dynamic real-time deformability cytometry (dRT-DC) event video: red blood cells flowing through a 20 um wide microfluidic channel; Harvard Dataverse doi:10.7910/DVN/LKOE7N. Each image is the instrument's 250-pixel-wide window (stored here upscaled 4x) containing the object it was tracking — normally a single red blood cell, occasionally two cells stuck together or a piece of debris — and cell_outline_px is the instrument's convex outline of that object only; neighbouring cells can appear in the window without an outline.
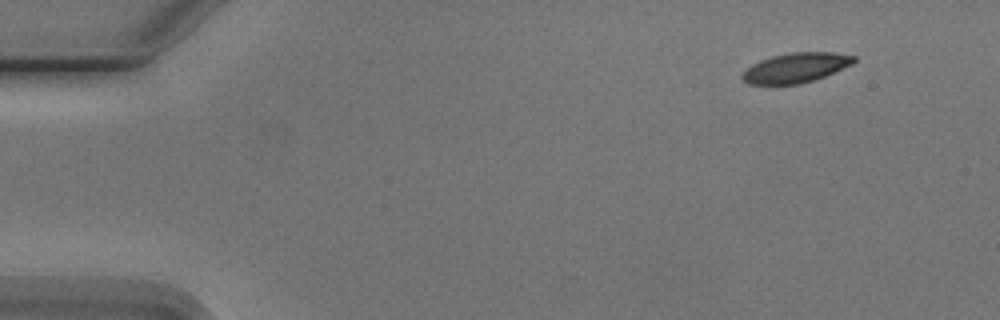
{"species": "Egyptian fruit bat (a non-hibernating species)", "species_latin": "Rousettus aegyptiacus", "temperature_condition": "cold", "stored_images_in_passage": 6, "camera_frame_rate_fps": 3000, "um_per_image_px": 0.085, "animal": {"sex": "male"}, "frame": {"image": 1, "passage_image": 6, "time_ms": 6.0, "image_size_px": [1000, 320], "cell_outline_px": [[856, 60], [852, 64], [824, 76], [800, 84], [748, 84], [740, 76], [752, 64], [760, 60], [772, 56], [792, 52], [832, 52], [856, 56]], "centroid_in_image_um": [67.64, 5.75], "position_along_channel_um": 17.4, "area_um2": 19.13}}